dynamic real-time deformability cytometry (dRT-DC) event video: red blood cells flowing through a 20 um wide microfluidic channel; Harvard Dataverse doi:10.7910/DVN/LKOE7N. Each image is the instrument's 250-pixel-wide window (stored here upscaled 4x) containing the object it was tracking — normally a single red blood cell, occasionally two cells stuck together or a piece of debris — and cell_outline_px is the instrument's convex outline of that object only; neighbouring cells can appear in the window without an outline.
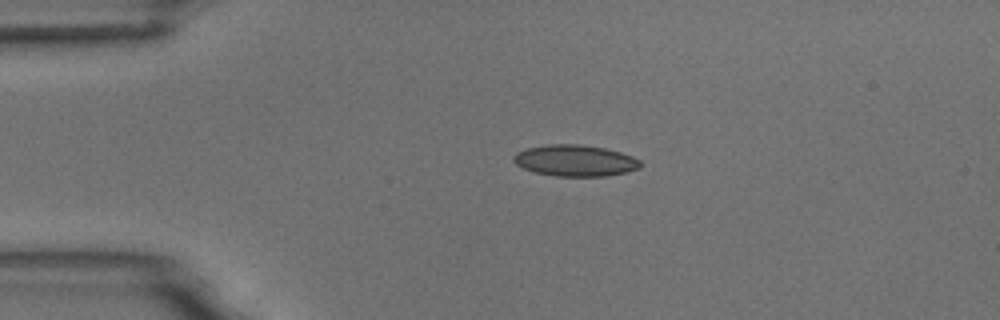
{"species": "common noctule bat (a hibernating species)", "species_latin": "Nyctalus noctula", "temperature_condition": "room temperature", "stored_images_in_passage": 43, "camera_frame_rate_fps": 3000, "um_per_image_px": 0.085, "animal": {"sex": "male", "body_mass_g": 18.8}, "frame": {"image": 1, "passage_image": 1, "time_ms": 0.0, "image_size_px": [1000, 320], "cell_outline_px": [[644, 164], [640, 168], [624, 172], [604, 176], [556, 176], [536, 172], [524, 168], [516, 164], [512, 160], [512, 156], [516, 152], [528, 148], [548, 144], [580, 144], [604, 148], [620, 152], [632, 156], [640, 160]], "centroid_in_image_um": [48.89, 13.64], "position_along_channel_um": 36.1, "area_um2": 23.12}}
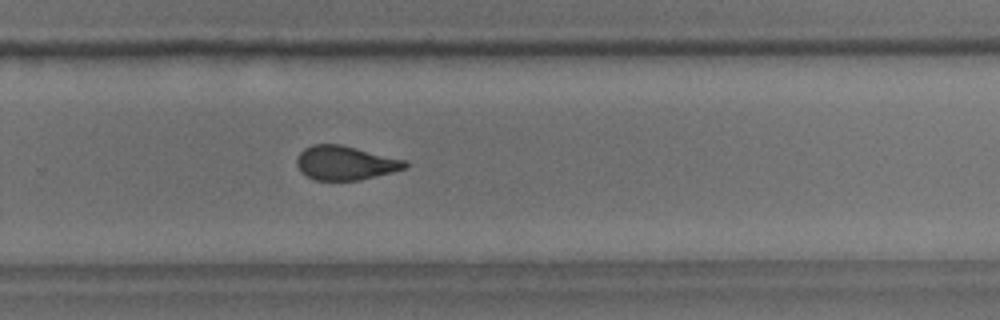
{"frame": {"image": 2, "passage_image": 25, "time_ms": 8.0, "image_size_px": [1000, 320], "cell_outline_px": [[408, 164], [404, 168], [392, 172], [360, 180], [316, 180], [300, 172], [296, 164], [296, 160], [300, 152], [304, 148], [312, 144], [340, 144], [404, 160]], "centroid_in_image_um": [29.29, 13.85], "position_along_channel_um": 300.5, "area_um2": 21.27}}
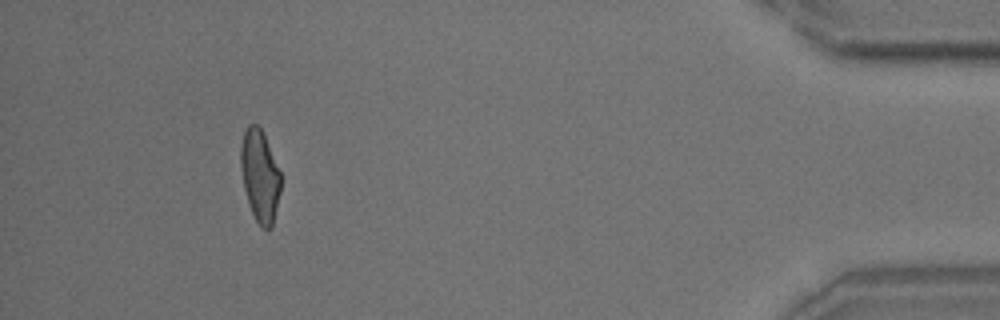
{"frame": {"image": 3, "passage_image": 39, "time_ms": 12.667, "image_size_px": [1000, 320], "cell_outline_px": [[280, 192], [272, 228], [268, 232], [260, 228], [252, 212], [244, 188], [240, 164], [240, 144], [244, 132], [248, 124], [256, 124], [260, 128], [264, 136], [280, 172]], "centroid_in_image_um": [22.08, 14.99], "position_along_channel_um": 413.1, "area_um2": 21.33}, "authors_computed_cell_mechanics": {"area_um2": 22.253, "velocity_mm_per_s": 3.7409, "shape_relaxation_time_tau1_ms": 9.7419, "shape_relaxation_time_tau2_ms": 1.7425, "deformation_change_tau1": 0.2341, "deformation_change_tau2": 0.0806}}